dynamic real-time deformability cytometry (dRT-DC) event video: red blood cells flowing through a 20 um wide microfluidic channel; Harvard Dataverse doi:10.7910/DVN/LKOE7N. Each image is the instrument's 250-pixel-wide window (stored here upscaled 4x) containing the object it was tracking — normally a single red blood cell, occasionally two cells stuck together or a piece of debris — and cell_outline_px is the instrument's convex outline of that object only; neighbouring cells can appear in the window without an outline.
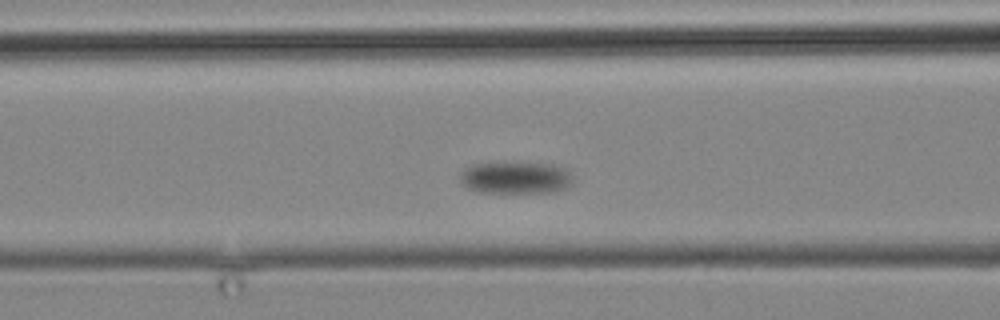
{"species": "common noctule bat (a hibernating species)", "species_latin": "Nyctalus noctula", "temperature_condition": "cold", "stored_images_in_passage": 8, "camera_frame_rate_fps": 3000, "um_per_image_px": 0.085, "animal": {"sex": "male", "body_mass_g": 19.2, "forearm_length_mm": 51.8}, "frame": {"image": 1, "passage_image": 3, "time_ms": 2.333, "image_size_px": [1000, 320], "cell_outline_px": [[572, 180], [568, 188], [556, 192], [480, 192], [468, 188], [460, 180], [460, 176], [468, 168], [476, 164], [496, 160], [552, 164], [564, 168], [572, 176]], "centroid_in_image_um": [43.86, 15.07], "position_along_channel_um": 122.7, "area_um2": 21.5}}
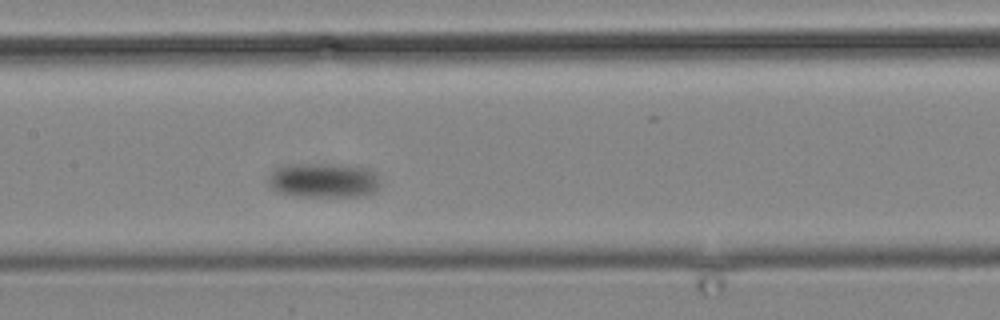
{"frame": {"image": 2, "passage_image": 5, "time_ms": 5.0, "image_size_px": [1000, 320], "cell_outline_px": [[380, 184], [372, 192], [360, 196], [284, 196], [272, 192], [264, 184], [272, 168], [292, 164], [316, 164], [368, 168], [376, 176]], "centroid_in_image_um": [27.29, 15.35], "position_along_channel_um": 180.1, "area_um2": 22.89}}
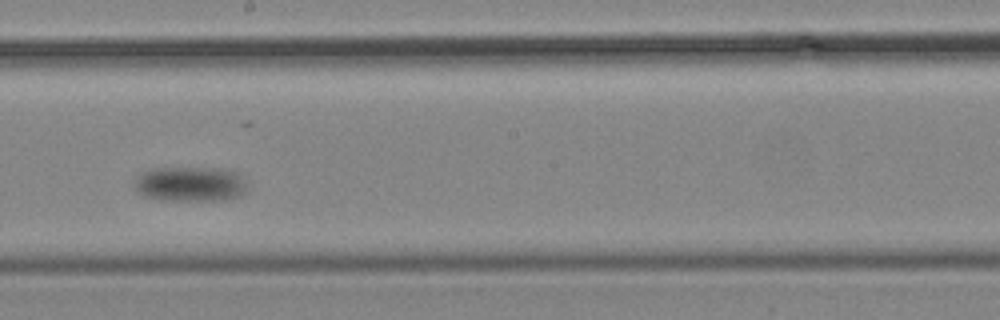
{"frame": {"image": 3, "passage_image": 7, "time_ms": 7.333, "image_size_px": [1000, 320], "cell_outline_px": [[244, 192], [240, 196], [224, 200], [156, 200], [140, 196], [136, 192], [132, 184], [144, 172], [152, 168], [216, 168], [236, 172], [240, 176], [244, 184]], "centroid_in_image_um": [16.08, 15.66], "position_along_channel_um": 232.1, "area_um2": 22.95}}